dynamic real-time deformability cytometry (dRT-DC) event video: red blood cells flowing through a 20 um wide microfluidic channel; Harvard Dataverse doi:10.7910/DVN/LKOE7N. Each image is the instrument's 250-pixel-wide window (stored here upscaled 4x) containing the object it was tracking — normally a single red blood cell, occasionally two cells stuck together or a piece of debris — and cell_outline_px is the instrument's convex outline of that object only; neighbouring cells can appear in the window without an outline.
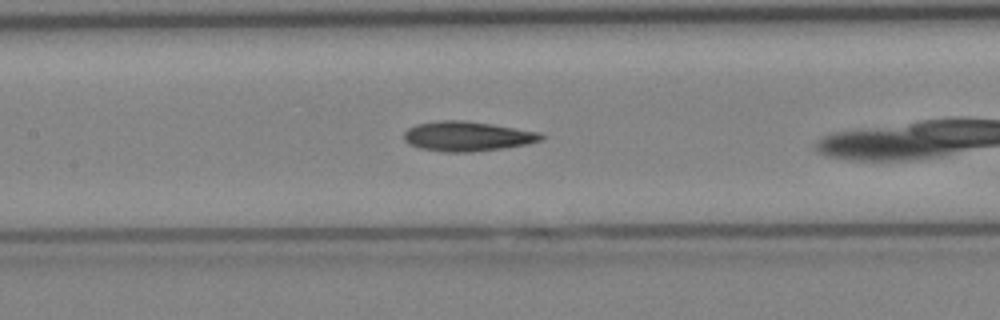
{"species": "Egyptian fruit bat (a non-hibernating species)", "species_latin": "Rousettus aegyptiacus", "temperature_condition": "cold", "stored_images_in_passage": 33, "camera_frame_rate_fps": 3000, "um_per_image_px": 0.085, "animal": {"sex": "female"}, "frame": {"image": 1, "passage_image": 19, "time_ms": 6.0, "image_size_px": [1000, 320], "cell_outline_px": [[544, 136], [540, 140], [528, 144], [500, 148], [468, 152], [444, 152], [420, 148], [408, 144], [404, 140], [404, 132], [408, 128], [416, 124], [440, 120], [464, 120], [492, 124], [540, 132]], "centroid_in_image_um": [39.68, 11.57], "position_along_channel_um": 167.7, "area_um2": 23.7}}